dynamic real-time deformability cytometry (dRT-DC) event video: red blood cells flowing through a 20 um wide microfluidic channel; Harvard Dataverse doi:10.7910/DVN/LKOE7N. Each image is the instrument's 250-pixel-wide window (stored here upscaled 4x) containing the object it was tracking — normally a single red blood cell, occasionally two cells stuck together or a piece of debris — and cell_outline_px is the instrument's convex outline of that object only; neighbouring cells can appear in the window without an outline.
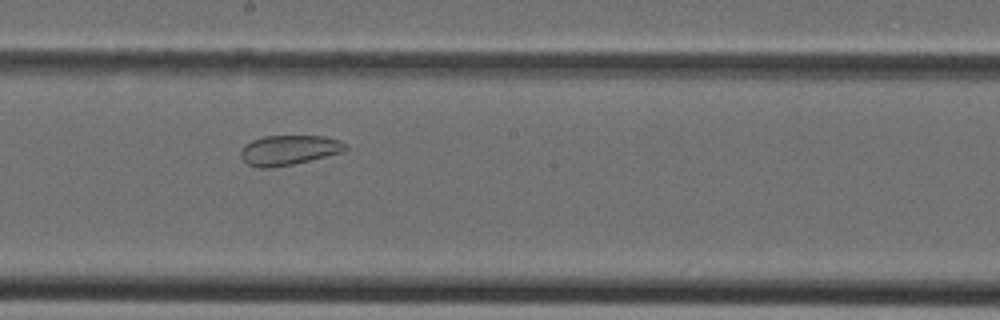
{"species": "Egyptian fruit bat (a non-hibernating species)", "species_latin": "Rousettus aegyptiacus", "temperature_condition": "cold", "stored_images_in_passage": 36, "camera_frame_rate_fps": 3000, "um_per_image_px": 0.085, "animal": {"sex": "female"}, "frame": {"image": 1, "passage_image": 20, "time_ms": 6.333, "image_size_px": [1000, 320], "cell_outline_px": [[348, 148], [344, 152], [292, 164], [272, 168], [260, 168], [248, 164], [240, 156], [240, 152], [244, 144], [252, 140], [264, 136], [324, 136], [340, 140], [348, 144]], "centroid_in_image_um": [24.57, 12.75], "position_along_channel_um": 223.6, "area_um2": 18.32}}
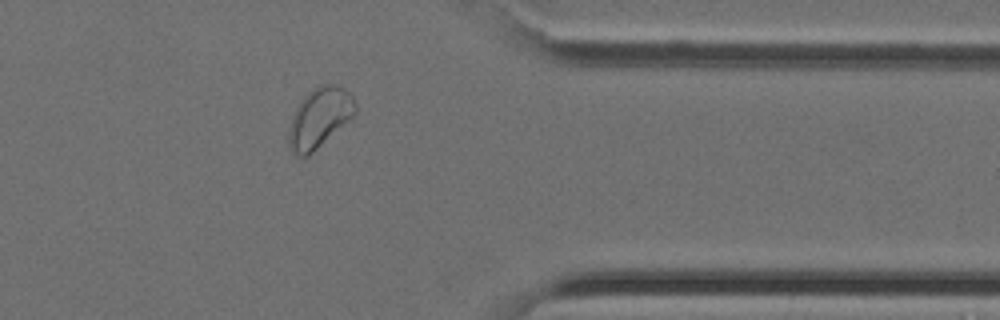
{"frame": {"image": 2, "passage_image": 30, "time_ms": 9.667, "image_size_px": [1000, 320], "cell_outline_px": [[356, 116], [308, 156], [292, 156], [288, 144], [288, 132], [292, 116], [300, 100], [308, 92], [320, 84], [336, 84], [344, 88], [352, 96], [356, 104]], "centroid_in_image_um": [27.16, 10.03], "position_along_channel_um": 384.2, "area_um2": 23.64}}